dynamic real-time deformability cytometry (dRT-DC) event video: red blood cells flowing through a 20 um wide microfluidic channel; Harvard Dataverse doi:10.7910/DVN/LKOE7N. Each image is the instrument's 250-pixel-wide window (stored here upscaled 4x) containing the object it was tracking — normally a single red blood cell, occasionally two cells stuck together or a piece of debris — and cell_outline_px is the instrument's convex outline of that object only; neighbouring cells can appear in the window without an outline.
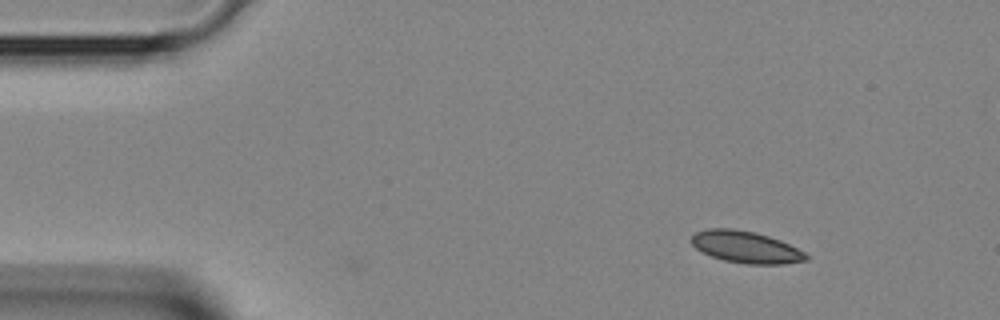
{"species": "Egyptian fruit bat (a non-hibernating species)", "species_latin": "Rousettus aegyptiacus", "temperature_condition": "room temperature", "stored_images_in_passage": 30, "camera_frame_rate_fps": 3000, "um_per_image_px": 0.085, "animal": {"sex": "female"}, "frame": {"image": 1, "passage_image": 1, "time_ms": 0.0, "image_size_px": [1000, 320], "cell_outline_px": [[808, 260], [784, 264], [748, 264], [724, 260], [712, 256], [696, 248], [688, 240], [696, 232], [708, 228], [732, 228], [756, 232], [780, 240], [804, 252], [808, 256]], "centroid_in_image_um": [63.38, 20.99], "position_along_channel_um": 21.6, "area_um2": 21.21}}
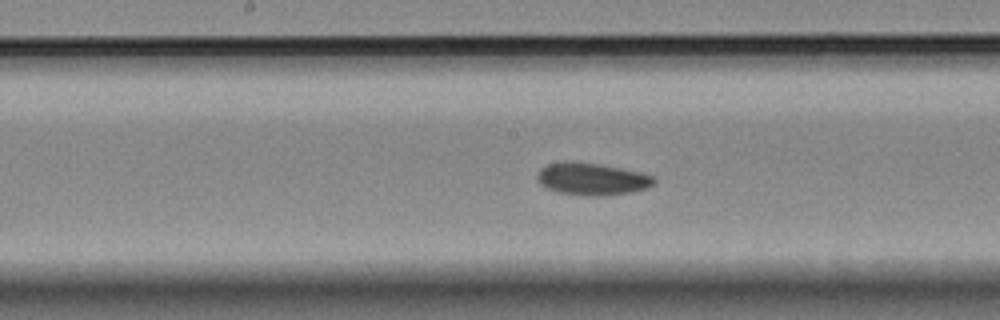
{"frame": {"image": 2, "passage_image": 17, "time_ms": 5.333, "image_size_px": [1000, 320], "cell_outline_px": [[656, 180], [648, 188], [632, 192], [600, 196], [588, 196], [556, 192], [540, 184], [536, 180], [536, 172], [540, 168], [548, 164], [568, 160], [600, 164], [640, 172], [656, 176]], "centroid_in_image_um": [50.29, 15.21], "position_along_channel_um": 197.9, "area_um2": 22.25}}
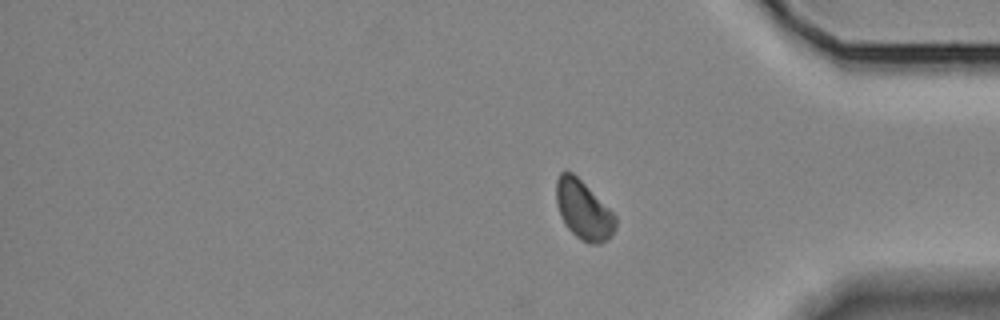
{"frame": {"image": 3, "passage_image": 30, "time_ms": 9.667, "image_size_px": [1000, 320], "cell_outline_px": [[616, 228], [608, 240], [600, 244], [588, 244], [580, 240], [564, 224], [560, 216], [556, 204], [556, 180], [560, 172], [572, 172], [616, 216]], "centroid_in_image_um": [49.58, 17.9], "position_along_channel_um": 385.6, "area_um2": 20.23}}